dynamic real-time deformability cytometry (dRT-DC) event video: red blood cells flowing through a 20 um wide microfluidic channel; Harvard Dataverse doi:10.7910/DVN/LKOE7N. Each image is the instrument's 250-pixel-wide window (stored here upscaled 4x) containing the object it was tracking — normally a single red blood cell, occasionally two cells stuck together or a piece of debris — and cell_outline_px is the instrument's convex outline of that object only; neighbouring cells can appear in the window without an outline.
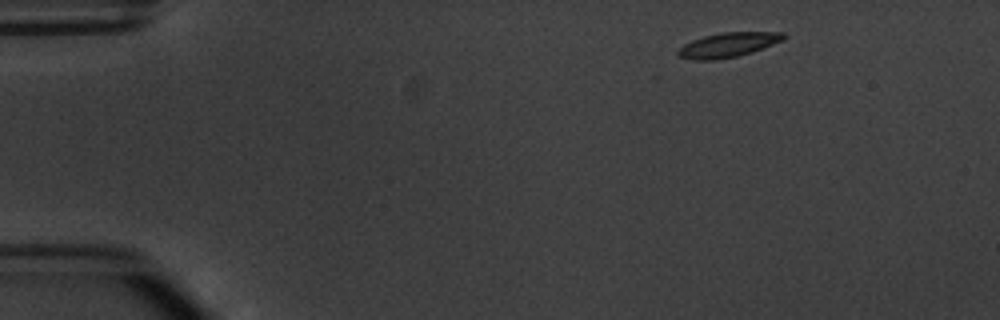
{"species": "common noctule bat (a hibernating species)", "species_latin": "Nyctalus noctula", "temperature_condition": "warm", "stored_images_in_passage": 4, "camera_frame_rate_fps": 3000, "um_per_image_px": 0.085, "animal": {"sex": "male", "body_mass_g": 20.1, "forearm_length_mm": 53.5}, "frame": {"image": 1, "passage_image": 1, "time_ms": 0.0, "image_size_px": [1000, 320], "cell_outline_px": [[784, 36], [780, 40], [772, 44], [752, 52], [736, 56], [716, 60], [692, 60], [680, 56], [676, 52], [684, 44], [692, 40], [704, 36], [724, 32], [784, 32]], "centroid_in_image_um": [61.83, 3.82], "position_along_channel_um": 23.2, "area_um2": 14.8}}
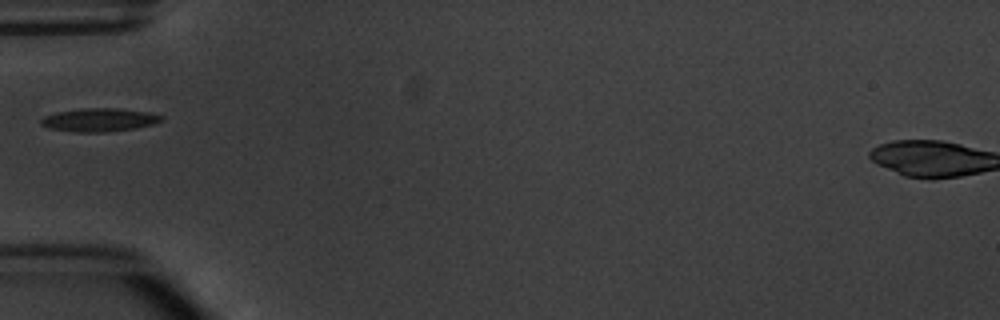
{"frame": {"image": 2, "passage_image": 4, "time_ms": 3.667, "image_size_px": [1000, 320], "cell_outline_px": [[164, 120], [152, 124], [136, 128], [108, 132], [80, 132], [48, 128], [40, 124], [40, 120], [44, 116], [56, 112], [84, 108], [120, 108], [152, 112], [164, 116]], "centroid_in_image_um": [8.48, 10.18], "position_along_channel_um": 76.5, "area_um2": 16.53}}